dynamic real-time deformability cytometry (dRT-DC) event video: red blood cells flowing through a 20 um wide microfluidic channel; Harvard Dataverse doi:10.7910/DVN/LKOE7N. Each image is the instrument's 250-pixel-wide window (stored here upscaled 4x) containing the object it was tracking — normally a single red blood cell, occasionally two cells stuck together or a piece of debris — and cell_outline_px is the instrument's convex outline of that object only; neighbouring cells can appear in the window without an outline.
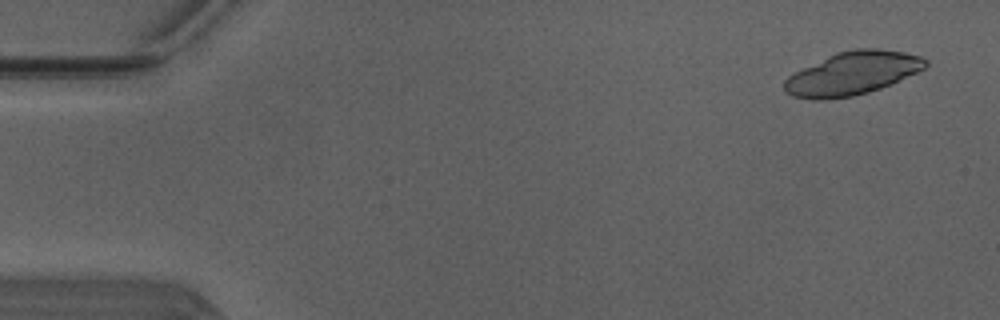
{"species": "Egyptian fruit bat (a non-hibernating species)", "species_latin": "Rousettus aegyptiacus", "temperature_condition": "warm", "stored_images_in_passage": 22, "camera_frame_rate_fps": 3000, "um_per_image_px": 0.085, "animal": {"sex": "male"}, "frame": {"image": 1, "passage_image": 3, "time_ms": 0.667, "image_size_px": [1000, 320], "cell_outline_px": [[928, 64], [924, 68], [892, 84], [868, 92], [852, 96], [824, 100], [812, 100], [792, 96], [784, 92], [784, 80], [788, 76], [836, 52], [856, 48], [876, 48], [904, 52], [920, 56], [928, 60]], "centroid_in_image_um": [72.45, 6.24], "position_along_channel_um": 12.6, "area_um2": 35.37}}
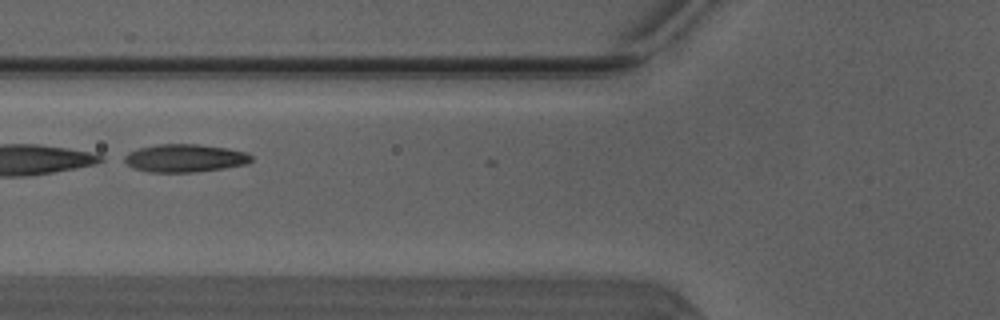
{"frame": {"image": 2, "passage_image": 20, "time_ms": 6.333, "image_size_px": [1000, 320], "cell_outline_px": [[252, 160], [248, 164], [224, 168], [196, 172], [148, 172], [132, 168], [120, 160], [120, 156], [128, 152], [140, 148], [160, 144], [200, 144], [228, 148], [248, 152], [252, 156]], "centroid_in_image_um": [15.68, 13.44], "position_along_channel_um": 110.1, "area_um2": 21.1}}